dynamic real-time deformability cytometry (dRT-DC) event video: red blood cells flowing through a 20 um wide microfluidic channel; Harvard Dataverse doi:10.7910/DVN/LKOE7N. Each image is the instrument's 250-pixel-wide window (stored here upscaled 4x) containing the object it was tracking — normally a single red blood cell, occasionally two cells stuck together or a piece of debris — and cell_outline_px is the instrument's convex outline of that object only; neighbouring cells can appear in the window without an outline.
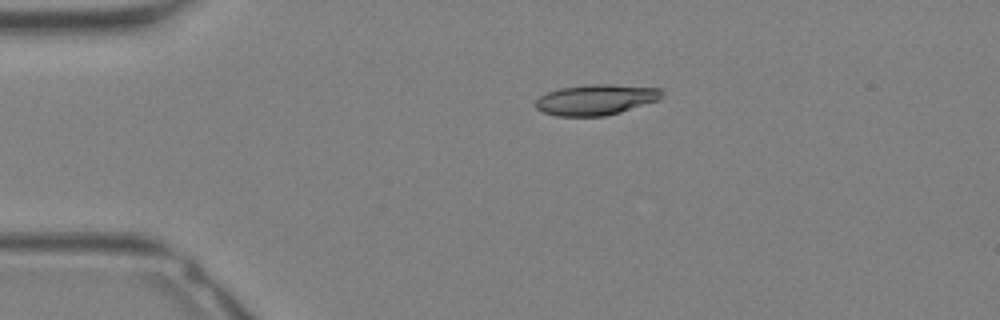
{"species": "Egyptian fruit bat (a non-hibernating species)", "species_latin": "Rousettus aegyptiacus", "temperature_condition": "warm", "stored_images_in_passage": 27, "camera_frame_rate_fps": 3000, "um_per_image_px": 0.085, "animal": {"sex": "female"}, "frame": {"image": 1, "passage_image": 1, "time_ms": 0.0, "image_size_px": [1000, 320], "cell_outline_px": [[664, 96], [660, 100], [620, 112], [604, 116], [556, 116], [544, 112], [536, 108], [536, 100], [540, 96], [548, 92], [560, 88], [592, 84], [612, 84], [660, 88], [664, 92]], "centroid_in_image_um": [50.7, 8.47], "position_along_channel_um": 34.3, "area_um2": 22.6}}
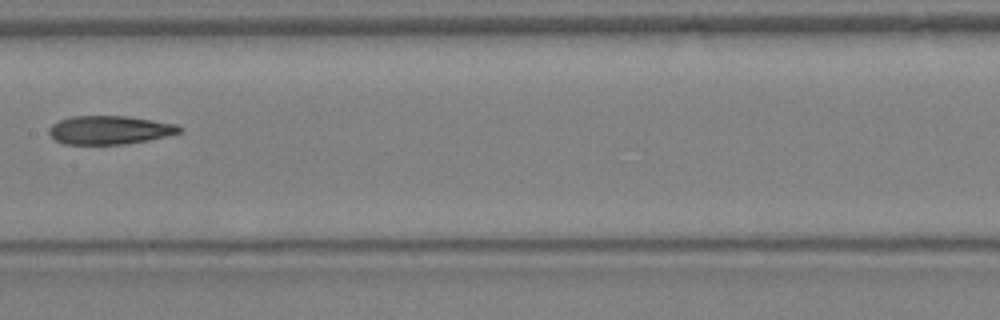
{"frame": {"image": 2, "passage_image": 11, "time_ms": 3.333, "image_size_px": [1000, 320], "cell_outline_px": [[184, 128], [180, 132], [148, 140], [120, 144], [64, 144], [56, 140], [48, 132], [48, 128], [52, 124], [68, 116], [128, 116], [176, 124]], "centroid_in_image_um": [9.29, 11.04], "position_along_channel_um": 198.1, "area_um2": 21.56}}
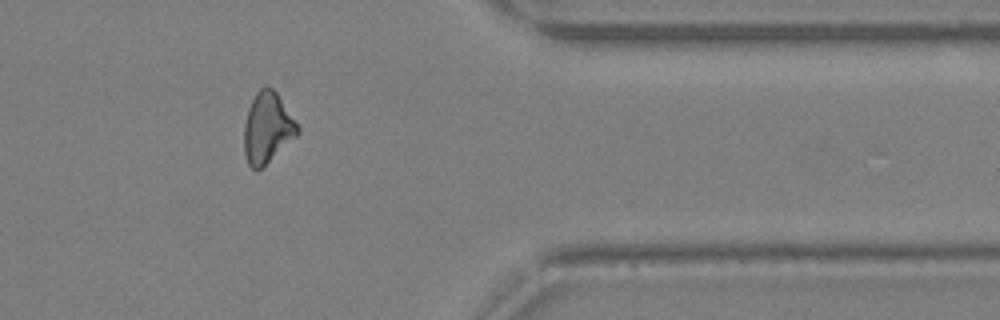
{"frame": {"image": 3, "passage_image": 21, "time_ms": 6.667, "image_size_px": [1000, 320], "cell_outline_px": [[300, 132], [296, 136], [256, 172], [248, 164], [244, 152], [244, 124], [248, 108], [256, 92], [264, 84], [268, 84], [276, 92], [300, 128]], "centroid_in_image_um": [22.7, 10.84], "position_along_channel_um": 388.7, "area_um2": 21.85}}